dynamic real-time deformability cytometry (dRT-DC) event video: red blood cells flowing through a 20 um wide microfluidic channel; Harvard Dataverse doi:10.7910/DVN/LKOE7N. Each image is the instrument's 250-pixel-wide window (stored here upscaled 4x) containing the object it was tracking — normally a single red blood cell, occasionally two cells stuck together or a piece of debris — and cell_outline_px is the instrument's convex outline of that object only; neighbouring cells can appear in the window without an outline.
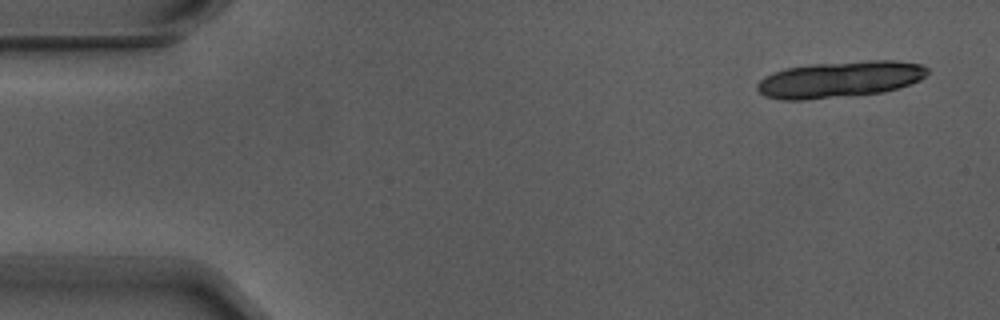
{"species": "Egyptian fruit bat (a non-hibernating species)", "species_latin": "Rousettus aegyptiacus", "temperature_condition": "warm", "stored_images_in_passage": 5, "camera_frame_rate_fps": 3000, "um_per_image_px": 0.085, "animal": {"sex": "male"}, "frame": {"image": 1, "passage_image": 1, "time_ms": 0.0, "image_size_px": [1000, 320], "cell_outline_px": [[928, 72], [920, 80], [896, 88], [880, 92], [804, 100], [780, 100], [764, 96], [756, 88], [756, 84], [764, 76], [784, 68], [808, 64], [864, 60], [892, 60], [920, 64], [928, 68]], "centroid_in_image_um": [71.32, 6.73], "position_along_channel_um": 13.7, "area_um2": 36.01}}
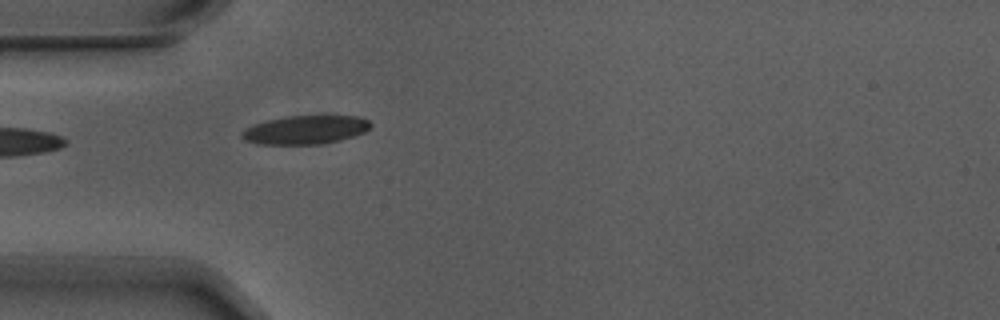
{"frame": {"image": 2, "passage_image": 5, "time_ms": 1.333, "image_size_px": [1000, 320], "cell_outline_px": [[372, 124], [364, 132], [340, 140], [324, 144], [256, 144], [244, 140], [240, 136], [240, 132], [244, 128], [268, 120], [284, 116], [360, 116], [368, 120]], "centroid_in_image_um": [25.92, 11.04], "position_along_channel_um": 59.1, "area_um2": 21.5}}